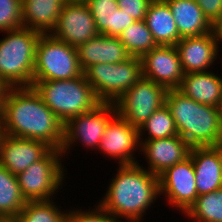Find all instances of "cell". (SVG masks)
I'll return each mask as SVG.
<instances>
[{
    "label": "cell",
    "mask_w": 222,
    "mask_h": 222,
    "mask_svg": "<svg viewBox=\"0 0 222 222\" xmlns=\"http://www.w3.org/2000/svg\"><path fill=\"white\" fill-rule=\"evenodd\" d=\"M63 160L62 152L52 149L44 158L16 175L26 201L55 199V194L63 189V180L66 179Z\"/></svg>",
    "instance_id": "ba28073f"
},
{
    "label": "cell",
    "mask_w": 222,
    "mask_h": 222,
    "mask_svg": "<svg viewBox=\"0 0 222 222\" xmlns=\"http://www.w3.org/2000/svg\"><path fill=\"white\" fill-rule=\"evenodd\" d=\"M219 112H220V115H221V120H222V92H221V99H220V103H219Z\"/></svg>",
    "instance_id": "f35d334b"
},
{
    "label": "cell",
    "mask_w": 222,
    "mask_h": 222,
    "mask_svg": "<svg viewBox=\"0 0 222 222\" xmlns=\"http://www.w3.org/2000/svg\"><path fill=\"white\" fill-rule=\"evenodd\" d=\"M118 167L97 203L120 221L143 222L144 214L160 198L159 177L139 163Z\"/></svg>",
    "instance_id": "7a4b0ae2"
},
{
    "label": "cell",
    "mask_w": 222,
    "mask_h": 222,
    "mask_svg": "<svg viewBox=\"0 0 222 222\" xmlns=\"http://www.w3.org/2000/svg\"><path fill=\"white\" fill-rule=\"evenodd\" d=\"M173 15L181 38L202 36L213 31V25L205 17L195 0H164Z\"/></svg>",
    "instance_id": "44dd1931"
},
{
    "label": "cell",
    "mask_w": 222,
    "mask_h": 222,
    "mask_svg": "<svg viewBox=\"0 0 222 222\" xmlns=\"http://www.w3.org/2000/svg\"><path fill=\"white\" fill-rule=\"evenodd\" d=\"M118 38L127 52L135 57H142L157 46L145 20L135 21L123 30Z\"/></svg>",
    "instance_id": "83f0119b"
},
{
    "label": "cell",
    "mask_w": 222,
    "mask_h": 222,
    "mask_svg": "<svg viewBox=\"0 0 222 222\" xmlns=\"http://www.w3.org/2000/svg\"><path fill=\"white\" fill-rule=\"evenodd\" d=\"M89 209L70 208L67 213L66 222H123L106 212L99 204Z\"/></svg>",
    "instance_id": "4dcf8cb0"
},
{
    "label": "cell",
    "mask_w": 222,
    "mask_h": 222,
    "mask_svg": "<svg viewBox=\"0 0 222 222\" xmlns=\"http://www.w3.org/2000/svg\"><path fill=\"white\" fill-rule=\"evenodd\" d=\"M178 90L197 103L218 107L222 92V77L213 70L186 73Z\"/></svg>",
    "instance_id": "ffe728a7"
},
{
    "label": "cell",
    "mask_w": 222,
    "mask_h": 222,
    "mask_svg": "<svg viewBox=\"0 0 222 222\" xmlns=\"http://www.w3.org/2000/svg\"><path fill=\"white\" fill-rule=\"evenodd\" d=\"M99 34L111 36V18L118 8L117 0H86Z\"/></svg>",
    "instance_id": "f1b7e54d"
},
{
    "label": "cell",
    "mask_w": 222,
    "mask_h": 222,
    "mask_svg": "<svg viewBox=\"0 0 222 222\" xmlns=\"http://www.w3.org/2000/svg\"><path fill=\"white\" fill-rule=\"evenodd\" d=\"M66 0H22L23 27L49 34Z\"/></svg>",
    "instance_id": "7402d4cb"
},
{
    "label": "cell",
    "mask_w": 222,
    "mask_h": 222,
    "mask_svg": "<svg viewBox=\"0 0 222 222\" xmlns=\"http://www.w3.org/2000/svg\"><path fill=\"white\" fill-rule=\"evenodd\" d=\"M175 47L184 74L210 71L215 61L220 59L221 48L214 30L202 36L181 38Z\"/></svg>",
    "instance_id": "9a60e30c"
},
{
    "label": "cell",
    "mask_w": 222,
    "mask_h": 222,
    "mask_svg": "<svg viewBox=\"0 0 222 222\" xmlns=\"http://www.w3.org/2000/svg\"><path fill=\"white\" fill-rule=\"evenodd\" d=\"M86 0H66V2H85Z\"/></svg>",
    "instance_id": "ab89813d"
},
{
    "label": "cell",
    "mask_w": 222,
    "mask_h": 222,
    "mask_svg": "<svg viewBox=\"0 0 222 222\" xmlns=\"http://www.w3.org/2000/svg\"><path fill=\"white\" fill-rule=\"evenodd\" d=\"M49 34L77 48L99 33L92 13L85 2H66L56 26Z\"/></svg>",
    "instance_id": "4fadbf2b"
},
{
    "label": "cell",
    "mask_w": 222,
    "mask_h": 222,
    "mask_svg": "<svg viewBox=\"0 0 222 222\" xmlns=\"http://www.w3.org/2000/svg\"><path fill=\"white\" fill-rule=\"evenodd\" d=\"M82 74L75 47L50 34H41L36 46L33 81L69 80Z\"/></svg>",
    "instance_id": "52a82bcc"
},
{
    "label": "cell",
    "mask_w": 222,
    "mask_h": 222,
    "mask_svg": "<svg viewBox=\"0 0 222 222\" xmlns=\"http://www.w3.org/2000/svg\"><path fill=\"white\" fill-rule=\"evenodd\" d=\"M7 89L8 87L0 80V112H1L2 103H3L4 96Z\"/></svg>",
    "instance_id": "d590c367"
},
{
    "label": "cell",
    "mask_w": 222,
    "mask_h": 222,
    "mask_svg": "<svg viewBox=\"0 0 222 222\" xmlns=\"http://www.w3.org/2000/svg\"><path fill=\"white\" fill-rule=\"evenodd\" d=\"M136 20L123 12L122 9L117 8L111 18V36L119 37L123 30L133 24Z\"/></svg>",
    "instance_id": "d6a6232c"
},
{
    "label": "cell",
    "mask_w": 222,
    "mask_h": 222,
    "mask_svg": "<svg viewBox=\"0 0 222 222\" xmlns=\"http://www.w3.org/2000/svg\"><path fill=\"white\" fill-rule=\"evenodd\" d=\"M184 215L192 222H222V188L197 196Z\"/></svg>",
    "instance_id": "d4e9b609"
},
{
    "label": "cell",
    "mask_w": 222,
    "mask_h": 222,
    "mask_svg": "<svg viewBox=\"0 0 222 222\" xmlns=\"http://www.w3.org/2000/svg\"><path fill=\"white\" fill-rule=\"evenodd\" d=\"M0 222H17L16 218H2Z\"/></svg>",
    "instance_id": "74e56055"
},
{
    "label": "cell",
    "mask_w": 222,
    "mask_h": 222,
    "mask_svg": "<svg viewBox=\"0 0 222 222\" xmlns=\"http://www.w3.org/2000/svg\"><path fill=\"white\" fill-rule=\"evenodd\" d=\"M83 74L99 102L115 103L142 78L141 57L131 56L116 64H95L86 68Z\"/></svg>",
    "instance_id": "8992f818"
},
{
    "label": "cell",
    "mask_w": 222,
    "mask_h": 222,
    "mask_svg": "<svg viewBox=\"0 0 222 222\" xmlns=\"http://www.w3.org/2000/svg\"><path fill=\"white\" fill-rule=\"evenodd\" d=\"M195 169L198 196L222 188V145L192 147L190 151Z\"/></svg>",
    "instance_id": "ac0fdd59"
},
{
    "label": "cell",
    "mask_w": 222,
    "mask_h": 222,
    "mask_svg": "<svg viewBox=\"0 0 222 222\" xmlns=\"http://www.w3.org/2000/svg\"><path fill=\"white\" fill-rule=\"evenodd\" d=\"M0 39V80L9 87H32L37 42L41 32L21 27Z\"/></svg>",
    "instance_id": "277c9868"
},
{
    "label": "cell",
    "mask_w": 222,
    "mask_h": 222,
    "mask_svg": "<svg viewBox=\"0 0 222 222\" xmlns=\"http://www.w3.org/2000/svg\"><path fill=\"white\" fill-rule=\"evenodd\" d=\"M55 200L27 201L16 217L17 222H66L67 210H62ZM60 207V208H59Z\"/></svg>",
    "instance_id": "4316f807"
},
{
    "label": "cell",
    "mask_w": 222,
    "mask_h": 222,
    "mask_svg": "<svg viewBox=\"0 0 222 222\" xmlns=\"http://www.w3.org/2000/svg\"><path fill=\"white\" fill-rule=\"evenodd\" d=\"M5 135V132H4V128H3V118L1 116V112H0V146H1V141L3 139Z\"/></svg>",
    "instance_id": "8d00e7d4"
},
{
    "label": "cell",
    "mask_w": 222,
    "mask_h": 222,
    "mask_svg": "<svg viewBox=\"0 0 222 222\" xmlns=\"http://www.w3.org/2000/svg\"><path fill=\"white\" fill-rule=\"evenodd\" d=\"M26 203L16 175L0 164V215L3 218H16Z\"/></svg>",
    "instance_id": "cb8c5ba5"
},
{
    "label": "cell",
    "mask_w": 222,
    "mask_h": 222,
    "mask_svg": "<svg viewBox=\"0 0 222 222\" xmlns=\"http://www.w3.org/2000/svg\"><path fill=\"white\" fill-rule=\"evenodd\" d=\"M205 17L214 25L222 17V0H195Z\"/></svg>",
    "instance_id": "836d02e7"
},
{
    "label": "cell",
    "mask_w": 222,
    "mask_h": 222,
    "mask_svg": "<svg viewBox=\"0 0 222 222\" xmlns=\"http://www.w3.org/2000/svg\"><path fill=\"white\" fill-rule=\"evenodd\" d=\"M115 115L114 103L100 102L91 111L69 119L64 124L63 145L60 150L63 157L78 143L84 146L85 150L93 149L96 152L106 125Z\"/></svg>",
    "instance_id": "30bf717a"
},
{
    "label": "cell",
    "mask_w": 222,
    "mask_h": 222,
    "mask_svg": "<svg viewBox=\"0 0 222 222\" xmlns=\"http://www.w3.org/2000/svg\"><path fill=\"white\" fill-rule=\"evenodd\" d=\"M160 196L183 214L197 199L195 169L192 157L168 168L159 176Z\"/></svg>",
    "instance_id": "8fae6325"
},
{
    "label": "cell",
    "mask_w": 222,
    "mask_h": 222,
    "mask_svg": "<svg viewBox=\"0 0 222 222\" xmlns=\"http://www.w3.org/2000/svg\"><path fill=\"white\" fill-rule=\"evenodd\" d=\"M76 49L82 71L95 64H116L131 57L118 37L102 34L89 39Z\"/></svg>",
    "instance_id": "d6986e66"
},
{
    "label": "cell",
    "mask_w": 222,
    "mask_h": 222,
    "mask_svg": "<svg viewBox=\"0 0 222 222\" xmlns=\"http://www.w3.org/2000/svg\"><path fill=\"white\" fill-rule=\"evenodd\" d=\"M165 104L179 136L191 147L222 145V120L218 107L197 103L178 89L167 90Z\"/></svg>",
    "instance_id": "3957f363"
},
{
    "label": "cell",
    "mask_w": 222,
    "mask_h": 222,
    "mask_svg": "<svg viewBox=\"0 0 222 222\" xmlns=\"http://www.w3.org/2000/svg\"><path fill=\"white\" fill-rule=\"evenodd\" d=\"M145 22L157 45L175 46L181 39L171 10L164 0L151 2Z\"/></svg>",
    "instance_id": "603a6c76"
},
{
    "label": "cell",
    "mask_w": 222,
    "mask_h": 222,
    "mask_svg": "<svg viewBox=\"0 0 222 222\" xmlns=\"http://www.w3.org/2000/svg\"><path fill=\"white\" fill-rule=\"evenodd\" d=\"M153 0H117L118 8L131 15L136 21L145 20L149 5Z\"/></svg>",
    "instance_id": "1f68e13d"
},
{
    "label": "cell",
    "mask_w": 222,
    "mask_h": 222,
    "mask_svg": "<svg viewBox=\"0 0 222 222\" xmlns=\"http://www.w3.org/2000/svg\"><path fill=\"white\" fill-rule=\"evenodd\" d=\"M138 133L139 141L162 139L179 135L171 111L166 104L156 110L152 116L138 128Z\"/></svg>",
    "instance_id": "484cf974"
},
{
    "label": "cell",
    "mask_w": 222,
    "mask_h": 222,
    "mask_svg": "<svg viewBox=\"0 0 222 222\" xmlns=\"http://www.w3.org/2000/svg\"><path fill=\"white\" fill-rule=\"evenodd\" d=\"M137 149L140 150L138 128L116 114L106 125L97 150L118 165H132L140 163L136 160Z\"/></svg>",
    "instance_id": "7c38bea8"
},
{
    "label": "cell",
    "mask_w": 222,
    "mask_h": 222,
    "mask_svg": "<svg viewBox=\"0 0 222 222\" xmlns=\"http://www.w3.org/2000/svg\"><path fill=\"white\" fill-rule=\"evenodd\" d=\"M213 30L219 44H222V17L213 25Z\"/></svg>",
    "instance_id": "e575fe53"
},
{
    "label": "cell",
    "mask_w": 222,
    "mask_h": 222,
    "mask_svg": "<svg viewBox=\"0 0 222 222\" xmlns=\"http://www.w3.org/2000/svg\"><path fill=\"white\" fill-rule=\"evenodd\" d=\"M1 116L6 135L42 141L53 149L61 150L64 124L33 87H9Z\"/></svg>",
    "instance_id": "6da1fadb"
},
{
    "label": "cell",
    "mask_w": 222,
    "mask_h": 222,
    "mask_svg": "<svg viewBox=\"0 0 222 222\" xmlns=\"http://www.w3.org/2000/svg\"><path fill=\"white\" fill-rule=\"evenodd\" d=\"M166 93L164 86L142 77L115 101L116 114L139 128L165 105Z\"/></svg>",
    "instance_id": "9c48e42d"
},
{
    "label": "cell",
    "mask_w": 222,
    "mask_h": 222,
    "mask_svg": "<svg viewBox=\"0 0 222 222\" xmlns=\"http://www.w3.org/2000/svg\"><path fill=\"white\" fill-rule=\"evenodd\" d=\"M21 27L22 0H0V33Z\"/></svg>",
    "instance_id": "f546056e"
},
{
    "label": "cell",
    "mask_w": 222,
    "mask_h": 222,
    "mask_svg": "<svg viewBox=\"0 0 222 222\" xmlns=\"http://www.w3.org/2000/svg\"><path fill=\"white\" fill-rule=\"evenodd\" d=\"M53 148L45 142L4 135L0 146V164L17 175L44 158Z\"/></svg>",
    "instance_id": "e0dca14e"
},
{
    "label": "cell",
    "mask_w": 222,
    "mask_h": 222,
    "mask_svg": "<svg viewBox=\"0 0 222 222\" xmlns=\"http://www.w3.org/2000/svg\"><path fill=\"white\" fill-rule=\"evenodd\" d=\"M32 87L63 124L100 103L84 74L69 80L33 81Z\"/></svg>",
    "instance_id": "5b68a950"
},
{
    "label": "cell",
    "mask_w": 222,
    "mask_h": 222,
    "mask_svg": "<svg viewBox=\"0 0 222 222\" xmlns=\"http://www.w3.org/2000/svg\"><path fill=\"white\" fill-rule=\"evenodd\" d=\"M142 77L164 86L178 89L184 72L175 46L157 45L141 57Z\"/></svg>",
    "instance_id": "5bb4252c"
},
{
    "label": "cell",
    "mask_w": 222,
    "mask_h": 222,
    "mask_svg": "<svg viewBox=\"0 0 222 222\" xmlns=\"http://www.w3.org/2000/svg\"><path fill=\"white\" fill-rule=\"evenodd\" d=\"M139 143V153L146 159L147 170L158 177L171 166L188 158L192 148L179 135Z\"/></svg>",
    "instance_id": "2e32d148"
}]
</instances>
